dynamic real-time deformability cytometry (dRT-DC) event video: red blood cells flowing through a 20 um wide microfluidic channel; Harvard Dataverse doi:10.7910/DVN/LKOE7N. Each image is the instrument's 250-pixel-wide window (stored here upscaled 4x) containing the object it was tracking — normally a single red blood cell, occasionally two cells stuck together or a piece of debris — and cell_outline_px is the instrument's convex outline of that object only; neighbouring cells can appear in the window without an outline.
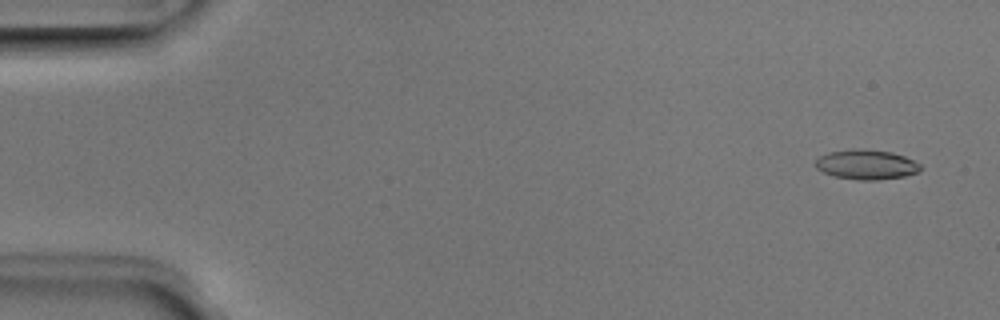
{"species": "Egyptian fruit bat (a non-hibernating species)", "species_latin": "Rousettus aegyptiacus", "temperature_condition": "room temperature", "stored_images_in_passage": 38, "camera_frame_rate_fps": 3000, "um_per_image_px": 0.085, "animal": {"sex": "male"}, "frame": {"image": 1, "passage_image": 3, "time_ms": 0.667, "image_size_px": [1000, 320], "cell_outline_px": [[920, 172], [904, 176], [876, 180], [856, 180], [832, 176], [816, 168], [816, 160], [820, 156], [828, 152], [852, 148], [864, 148], [892, 152], [904, 156], [920, 164]], "centroid_in_image_um": [73.63, 13.98], "position_along_channel_um": 11.4, "area_um2": 18.38}}
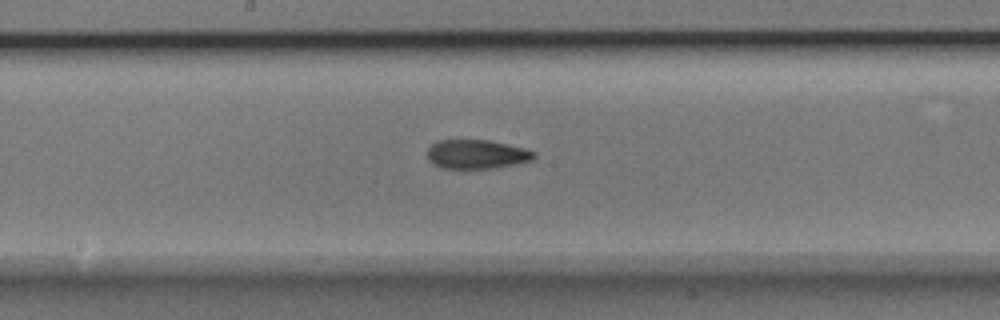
{"frame": {"image": 2, "passage_image": 27, "time_ms": 8.667, "image_size_px": [1000, 320], "cell_outline_px": [[536, 156], [532, 160], [492, 168], [440, 168], [432, 164], [428, 160], [428, 148], [436, 140], [488, 140], [524, 148], [536, 152]], "centroid_in_image_um": [40.48, 13.1], "position_along_channel_um": 207.7, "area_um2": 17.98}}
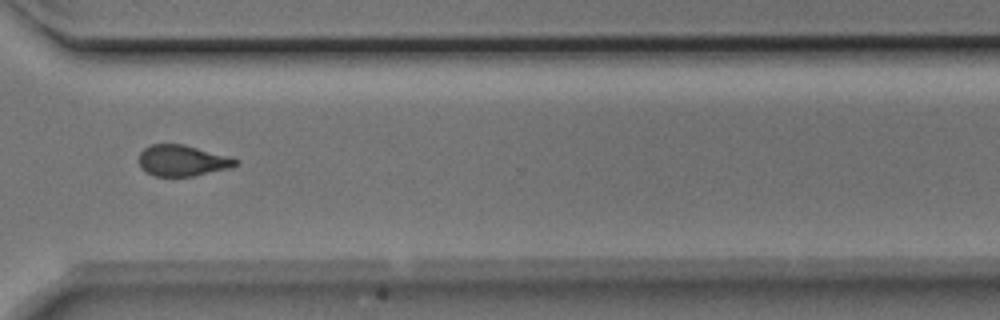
{"frame": {"image": 3, "passage_image": 38, "time_ms": 12.333, "image_size_px": [1000, 320], "cell_outline_px": [[240, 160], [232, 168], [192, 176], [152, 176], [140, 168], [140, 152], [144, 148], [152, 144], [184, 144], [232, 156]], "centroid_in_image_um": [15.54, 13.64], "position_along_channel_um": 355.1, "area_um2": 17.74}}